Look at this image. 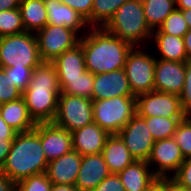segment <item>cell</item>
Returning <instances> with one entry per match:
<instances>
[{"label":"cell","mask_w":191,"mask_h":191,"mask_svg":"<svg viewBox=\"0 0 191 191\" xmlns=\"http://www.w3.org/2000/svg\"><path fill=\"white\" fill-rule=\"evenodd\" d=\"M9 76L11 86L14 85L18 87L22 92L28 87L29 81L32 75V70L35 67H0Z\"/></svg>","instance_id":"obj_33"},{"label":"cell","mask_w":191,"mask_h":191,"mask_svg":"<svg viewBox=\"0 0 191 191\" xmlns=\"http://www.w3.org/2000/svg\"><path fill=\"white\" fill-rule=\"evenodd\" d=\"M13 139H1L0 138V168L4 164L6 157L11 149Z\"/></svg>","instance_id":"obj_41"},{"label":"cell","mask_w":191,"mask_h":191,"mask_svg":"<svg viewBox=\"0 0 191 191\" xmlns=\"http://www.w3.org/2000/svg\"><path fill=\"white\" fill-rule=\"evenodd\" d=\"M0 191H16V184L0 171Z\"/></svg>","instance_id":"obj_42"},{"label":"cell","mask_w":191,"mask_h":191,"mask_svg":"<svg viewBox=\"0 0 191 191\" xmlns=\"http://www.w3.org/2000/svg\"><path fill=\"white\" fill-rule=\"evenodd\" d=\"M53 122L69 132L93 123V100L81 96L60 94Z\"/></svg>","instance_id":"obj_9"},{"label":"cell","mask_w":191,"mask_h":191,"mask_svg":"<svg viewBox=\"0 0 191 191\" xmlns=\"http://www.w3.org/2000/svg\"><path fill=\"white\" fill-rule=\"evenodd\" d=\"M185 158L174 138L155 141L147 163L158 179L172 178Z\"/></svg>","instance_id":"obj_11"},{"label":"cell","mask_w":191,"mask_h":191,"mask_svg":"<svg viewBox=\"0 0 191 191\" xmlns=\"http://www.w3.org/2000/svg\"><path fill=\"white\" fill-rule=\"evenodd\" d=\"M16 133L17 132L3 120L0 114V138L14 139Z\"/></svg>","instance_id":"obj_40"},{"label":"cell","mask_w":191,"mask_h":191,"mask_svg":"<svg viewBox=\"0 0 191 191\" xmlns=\"http://www.w3.org/2000/svg\"><path fill=\"white\" fill-rule=\"evenodd\" d=\"M128 0H93L89 27H104L114 13Z\"/></svg>","instance_id":"obj_28"},{"label":"cell","mask_w":191,"mask_h":191,"mask_svg":"<svg viewBox=\"0 0 191 191\" xmlns=\"http://www.w3.org/2000/svg\"><path fill=\"white\" fill-rule=\"evenodd\" d=\"M110 173L118 174L135 161L118 134L110 135L101 152Z\"/></svg>","instance_id":"obj_23"},{"label":"cell","mask_w":191,"mask_h":191,"mask_svg":"<svg viewBox=\"0 0 191 191\" xmlns=\"http://www.w3.org/2000/svg\"><path fill=\"white\" fill-rule=\"evenodd\" d=\"M183 38H184L188 60H191V29H189L186 32Z\"/></svg>","instance_id":"obj_46"},{"label":"cell","mask_w":191,"mask_h":191,"mask_svg":"<svg viewBox=\"0 0 191 191\" xmlns=\"http://www.w3.org/2000/svg\"><path fill=\"white\" fill-rule=\"evenodd\" d=\"M50 191H79L75 185L52 184Z\"/></svg>","instance_id":"obj_45"},{"label":"cell","mask_w":191,"mask_h":191,"mask_svg":"<svg viewBox=\"0 0 191 191\" xmlns=\"http://www.w3.org/2000/svg\"><path fill=\"white\" fill-rule=\"evenodd\" d=\"M77 11L86 22L91 19L93 0H59Z\"/></svg>","instance_id":"obj_38"},{"label":"cell","mask_w":191,"mask_h":191,"mask_svg":"<svg viewBox=\"0 0 191 191\" xmlns=\"http://www.w3.org/2000/svg\"><path fill=\"white\" fill-rule=\"evenodd\" d=\"M185 118L191 121V106L185 111Z\"/></svg>","instance_id":"obj_51"},{"label":"cell","mask_w":191,"mask_h":191,"mask_svg":"<svg viewBox=\"0 0 191 191\" xmlns=\"http://www.w3.org/2000/svg\"><path fill=\"white\" fill-rule=\"evenodd\" d=\"M188 30V24L183 17L182 11L175 9L165 18L159 28L153 30V32H163L165 34L184 37Z\"/></svg>","instance_id":"obj_31"},{"label":"cell","mask_w":191,"mask_h":191,"mask_svg":"<svg viewBox=\"0 0 191 191\" xmlns=\"http://www.w3.org/2000/svg\"><path fill=\"white\" fill-rule=\"evenodd\" d=\"M179 97L181 105L186 111L191 106V60L185 62V83Z\"/></svg>","instance_id":"obj_37"},{"label":"cell","mask_w":191,"mask_h":191,"mask_svg":"<svg viewBox=\"0 0 191 191\" xmlns=\"http://www.w3.org/2000/svg\"><path fill=\"white\" fill-rule=\"evenodd\" d=\"M175 191H191L185 187L180 186L178 183L175 182Z\"/></svg>","instance_id":"obj_50"},{"label":"cell","mask_w":191,"mask_h":191,"mask_svg":"<svg viewBox=\"0 0 191 191\" xmlns=\"http://www.w3.org/2000/svg\"><path fill=\"white\" fill-rule=\"evenodd\" d=\"M42 62H53L64 51L75 47L81 36L66 26L47 24L35 33Z\"/></svg>","instance_id":"obj_8"},{"label":"cell","mask_w":191,"mask_h":191,"mask_svg":"<svg viewBox=\"0 0 191 191\" xmlns=\"http://www.w3.org/2000/svg\"><path fill=\"white\" fill-rule=\"evenodd\" d=\"M104 28L133 47L150 43L153 32L146 22L143 5L138 0L125 2Z\"/></svg>","instance_id":"obj_4"},{"label":"cell","mask_w":191,"mask_h":191,"mask_svg":"<svg viewBox=\"0 0 191 191\" xmlns=\"http://www.w3.org/2000/svg\"><path fill=\"white\" fill-rule=\"evenodd\" d=\"M118 175L126 191H147L158 179L145 160H135Z\"/></svg>","instance_id":"obj_20"},{"label":"cell","mask_w":191,"mask_h":191,"mask_svg":"<svg viewBox=\"0 0 191 191\" xmlns=\"http://www.w3.org/2000/svg\"><path fill=\"white\" fill-rule=\"evenodd\" d=\"M10 84L9 76L0 68V105L22 97L23 92L18 87Z\"/></svg>","instance_id":"obj_35"},{"label":"cell","mask_w":191,"mask_h":191,"mask_svg":"<svg viewBox=\"0 0 191 191\" xmlns=\"http://www.w3.org/2000/svg\"><path fill=\"white\" fill-rule=\"evenodd\" d=\"M168 191H175V181L172 178H168Z\"/></svg>","instance_id":"obj_49"},{"label":"cell","mask_w":191,"mask_h":191,"mask_svg":"<svg viewBox=\"0 0 191 191\" xmlns=\"http://www.w3.org/2000/svg\"><path fill=\"white\" fill-rule=\"evenodd\" d=\"M151 44L158 52L155 58L167 61L186 62L188 61L184 38L163 32H152Z\"/></svg>","instance_id":"obj_21"},{"label":"cell","mask_w":191,"mask_h":191,"mask_svg":"<svg viewBox=\"0 0 191 191\" xmlns=\"http://www.w3.org/2000/svg\"><path fill=\"white\" fill-rule=\"evenodd\" d=\"M185 83V62L156 58L154 90L180 96Z\"/></svg>","instance_id":"obj_14"},{"label":"cell","mask_w":191,"mask_h":191,"mask_svg":"<svg viewBox=\"0 0 191 191\" xmlns=\"http://www.w3.org/2000/svg\"><path fill=\"white\" fill-rule=\"evenodd\" d=\"M147 51L143 46H135L126 58L124 70L135 97L154 90L156 58L155 54Z\"/></svg>","instance_id":"obj_7"},{"label":"cell","mask_w":191,"mask_h":191,"mask_svg":"<svg viewBox=\"0 0 191 191\" xmlns=\"http://www.w3.org/2000/svg\"><path fill=\"white\" fill-rule=\"evenodd\" d=\"M73 150L80 155L99 154L110 136L97 123H91L71 132Z\"/></svg>","instance_id":"obj_17"},{"label":"cell","mask_w":191,"mask_h":191,"mask_svg":"<svg viewBox=\"0 0 191 191\" xmlns=\"http://www.w3.org/2000/svg\"><path fill=\"white\" fill-rule=\"evenodd\" d=\"M61 94L81 96L92 100L94 74L86 71L75 78H58Z\"/></svg>","instance_id":"obj_27"},{"label":"cell","mask_w":191,"mask_h":191,"mask_svg":"<svg viewBox=\"0 0 191 191\" xmlns=\"http://www.w3.org/2000/svg\"><path fill=\"white\" fill-rule=\"evenodd\" d=\"M175 2H176V9L178 10L191 8V0H175Z\"/></svg>","instance_id":"obj_47"},{"label":"cell","mask_w":191,"mask_h":191,"mask_svg":"<svg viewBox=\"0 0 191 191\" xmlns=\"http://www.w3.org/2000/svg\"><path fill=\"white\" fill-rule=\"evenodd\" d=\"M155 141L172 138L184 118L142 117Z\"/></svg>","instance_id":"obj_29"},{"label":"cell","mask_w":191,"mask_h":191,"mask_svg":"<svg viewBox=\"0 0 191 191\" xmlns=\"http://www.w3.org/2000/svg\"><path fill=\"white\" fill-rule=\"evenodd\" d=\"M175 142L179 145L184 158L191 157V121L182 119L173 135Z\"/></svg>","instance_id":"obj_32"},{"label":"cell","mask_w":191,"mask_h":191,"mask_svg":"<svg viewBox=\"0 0 191 191\" xmlns=\"http://www.w3.org/2000/svg\"><path fill=\"white\" fill-rule=\"evenodd\" d=\"M147 191H168V178L157 179Z\"/></svg>","instance_id":"obj_44"},{"label":"cell","mask_w":191,"mask_h":191,"mask_svg":"<svg viewBox=\"0 0 191 191\" xmlns=\"http://www.w3.org/2000/svg\"><path fill=\"white\" fill-rule=\"evenodd\" d=\"M81 160L82 155L72 150L58 159L50 161L47 164L45 173L52 184L75 185L81 166Z\"/></svg>","instance_id":"obj_16"},{"label":"cell","mask_w":191,"mask_h":191,"mask_svg":"<svg viewBox=\"0 0 191 191\" xmlns=\"http://www.w3.org/2000/svg\"><path fill=\"white\" fill-rule=\"evenodd\" d=\"M136 111L140 117L185 118L179 96L155 90L136 97Z\"/></svg>","instance_id":"obj_10"},{"label":"cell","mask_w":191,"mask_h":191,"mask_svg":"<svg viewBox=\"0 0 191 191\" xmlns=\"http://www.w3.org/2000/svg\"><path fill=\"white\" fill-rule=\"evenodd\" d=\"M119 96H134L124 68L94 75L92 100L110 99Z\"/></svg>","instance_id":"obj_15"},{"label":"cell","mask_w":191,"mask_h":191,"mask_svg":"<svg viewBox=\"0 0 191 191\" xmlns=\"http://www.w3.org/2000/svg\"><path fill=\"white\" fill-rule=\"evenodd\" d=\"M19 10L26 32L36 33L47 25L48 15L44 0H21Z\"/></svg>","instance_id":"obj_25"},{"label":"cell","mask_w":191,"mask_h":191,"mask_svg":"<svg viewBox=\"0 0 191 191\" xmlns=\"http://www.w3.org/2000/svg\"><path fill=\"white\" fill-rule=\"evenodd\" d=\"M47 164L37 123L31 131L16 133L0 171L17 184L29 176L45 173Z\"/></svg>","instance_id":"obj_3"},{"label":"cell","mask_w":191,"mask_h":191,"mask_svg":"<svg viewBox=\"0 0 191 191\" xmlns=\"http://www.w3.org/2000/svg\"><path fill=\"white\" fill-rule=\"evenodd\" d=\"M172 179L180 186L191 190V157L185 158Z\"/></svg>","instance_id":"obj_36"},{"label":"cell","mask_w":191,"mask_h":191,"mask_svg":"<svg viewBox=\"0 0 191 191\" xmlns=\"http://www.w3.org/2000/svg\"><path fill=\"white\" fill-rule=\"evenodd\" d=\"M58 78L80 77L87 71L85 66L84 52L81 44L64 51L53 62Z\"/></svg>","instance_id":"obj_24"},{"label":"cell","mask_w":191,"mask_h":191,"mask_svg":"<svg viewBox=\"0 0 191 191\" xmlns=\"http://www.w3.org/2000/svg\"><path fill=\"white\" fill-rule=\"evenodd\" d=\"M61 94L58 74L52 62H41L32 70L28 87L23 91L27 109L36 123L53 122Z\"/></svg>","instance_id":"obj_2"},{"label":"cell","mask_w":191,"mask_h":191,"mask_svg":"<svg viewBox=\"0 0 191 191\" xmlns=\"http://www.w3.org/2000/svg\"><path fill=\"white\" fill-rule=\"evenodd\" d=\"M21 0H0V12L19 8Z\"/></svg>","instance_id":"obj_43"},{"label":"cell","mask_w":191,"mask_h":191,"mask_svg":"<svg viewBox=\"0 0 191 191\" xmlns=\"http://www.w3.org/2000/svg\"><path fill=\"white\" fill-rule=\"evenodd\" d=\"M110 174L101 153L82 156L75 186L79 191H92Z\"/></svg>","instance_id":"obj_18"},{"label":"cell","mask_w":191,"mask_h":191,"mask_svg":"<svg viewBox=\"0 0 191 191\" xmlns=\"http://www.w3.org/2000/svg\"><path fill=\"white\" fill-rule=\"evenodd\" d=\"M41 62L35 33L0 37V67H36Z\"/></svg>","instance_id":"obj_6"},{"label":"cell","mask_w":191,"mask_h":191,"mask_svg":"<svg viewBox=\"0 0 191 191\" xmlns=\"http://www.w3.org/2000/svg\"><path fill=\"white\" fill-rule=\"evenodd\" d=\"M148 26L158 29L165 18L176 9L175 0H145L142 2Z\"/></svg>","instance_id":"obj_26"},{"label":"cell","mask_w":191,"mask_h":191,"mask_svg":"<svg viewBox=\"0 0 191 191\" xmlns=\"http://www.w3.org/2000/svg\"><path fill=\"white\" fill-rule=\"evenodd\" d=\"M92 191H126L118 174L110 173Z\"/></svg>","instance_id":"obj_39"},{"label":"cell","mask_w":191,"mask_h":191,"mask_svg":"<svg viewBox=\"0 0 191 191\" xmlns=\"http://www.w3.org/2000/svg\"><path fill=\"white\" fill-rule=\"evenodd\" d=\"M44 4L48 15L47 24L66 26L77 32L81 37L88 31L89 26L85 19L71 7L59 0H44Z\"/></svg>","instance_id":"obj_19"},{"label":"cell","mask_w":191,"mask_h":191,"mask_svg":"<svg viewBox=\"0 0 191 191\" xmlns=\"http://www.w3.org/2000/svg\"><path fill=\"white\" fill-rule=\"evenodd\" d=\"M25 32L19 8L0 12V37Z\"/></svg>","instance_id":"obj_30"},{"label":"cell","mask_w":191,"mask_h":191,"mask_svg":"<svg viewBox=\"0 0 191 191\" xmlns=\"http://www.w3.org/2000/svg\"><path fill=\"white\" fill-rule=\"evenodd\" d=\"M3 120L17 133L33 130L37 123L31 117L23 97L0 105Z\"/></svg>","instance_id":"obj_22"},{"label":"cell","mask_w":191,"mask_h":191,"mask_svg":"<svg viewBox=\"0 0 191 191\" xmlns=\"http://www.w3.org/2000/svg\"><path fill=\"white\" fill-rule=\"evenodd\" d=\"M79 43L84 52L86 69L94 75L123 69L133 47L104 27H89Z\"/></svg>","instance_id":"obj_1"},{"label":"cell","mask_w":191,"mask_h":191,"mask_svg":"<svg viewBox=\"0 0 191 191\" xmlns=\"http://www.w3.org/2000/svg\"><path fill=\"white\" fill-rule=\"evenodd\" d=\"M52 182L46 173L29 176L16 184V191H50Z\"/></svg>","instance_id":"obj_34"},{"label":"cell","mask_w":191,"mask_h":191,"mask_svg":"<svg viewBox=\"0 0 191 191\" xmlns=\"http://www.w3.org/2000/svg\"><path fill=\"white\" fill-rule=\"evenodd\" d=\"M118 135L135 160H148L155 140L142 117L136 113Z\"/></svg>","instance_id":"obj_12"},{"label":"cell","mask_w":191,"mask_h":191,"mask_svg":"<svg viewBox=\"0 0 191 191\" xmlns=\"http://www.w3.org/2000/svg\"><path fill=\"white\" fill-rule=\"evenodd\" d=\"M136 113L135 96L93 100V121L110 135L118 134Z\"/></svg>","instance_id":"obj_5"},{"label":"cell","mask_w":191,"mask_h":191,"mask_svg":"<svg viewBox=\"0 0 191 191\" xmlns=\"http://www.w3.org/2000/svg\"><path fill=\"white\" fill-rule=\"evenodd\" d=\"M185 21L188 24V28L191 29V8L181 10Z\"/></svg>","instance_id":"obj_48"},{"label":"cell","mask_w":191,"mask_h":191,"mask_svg":"<svg viewBox=\"0 0 191 191\" xmlns=\"http://www.w3.org/2000/svg\"><path fill=\"white\" fill-rule=\"evenodd\" d=\"M39 137L48 163L73 150L71 132L54 122L39 123Z\"/></svg>","instance_id":"obj_13"}]
</instances>
